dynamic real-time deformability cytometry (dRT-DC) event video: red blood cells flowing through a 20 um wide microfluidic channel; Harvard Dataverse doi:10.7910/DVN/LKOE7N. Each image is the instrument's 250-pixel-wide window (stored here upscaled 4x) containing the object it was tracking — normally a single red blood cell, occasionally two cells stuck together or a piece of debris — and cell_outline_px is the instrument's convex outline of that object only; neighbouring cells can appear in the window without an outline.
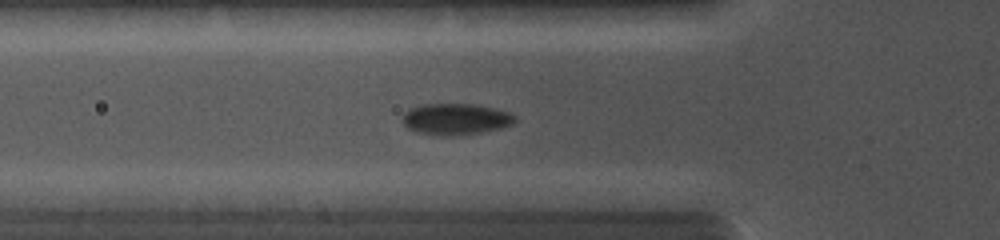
{"species": "common noctule bat (a hibernating species)", "species_latin": "Nyctalus noctula", "temperature_condition": "cold", "stored_images_in_passage": 38, "camera_frame_rate_fps": 5000, "um_per_image_px": 0.085, "animal": {"sex": "female", "body_mass_g": 19.0, "forearm_length_mm": 56.7}, "frame": {"image": 1, "passage_image": 16, "time_ms": 4.4, "image_size_px": [1000, 240], "cell_outline_px": [[516, 120], [512, 124], [500, 128], [480, 132], [452, 136], [440, 136], [420, 132], [408, 128], [404, 124], [404, 112], [408, 108], [424, 104], [472, 104], [492, 108], [508, 112], [516, 116]], "centroid_in_image_um": [38.72, 10.12], "position_along_channel_um": 87.1, "area_um2": 20.29}}
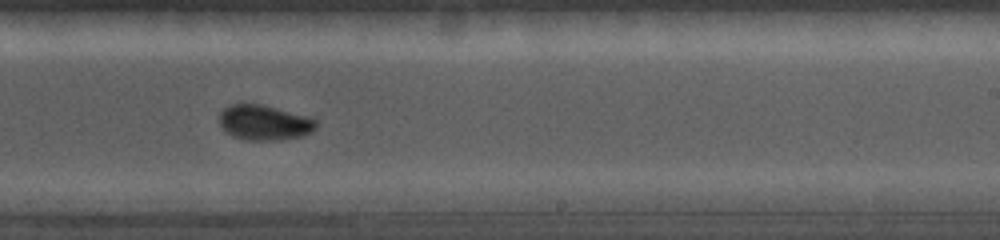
{"frame": {"image": 2, "passage_image": 26, "time_ms": 8.4, "image_size_px": [1000, 240], "cell_outline_px": [[316, 128], [312, 132], [304, 136], [276, 140], [248, 140], [232, 136], [224, 132], [220, 124], [220, 112], [224, 108], [232, 104], [260, 104], [304, 116], [316, 120]], "centroid_in_image_um": [22.43, 10.44], "position_along_channel_um": 266.6, "area_um2": 19.59}}
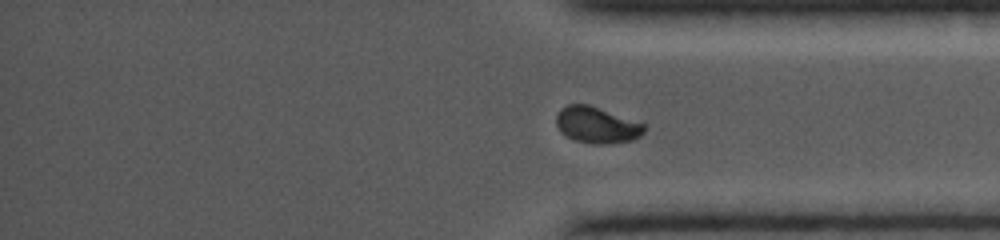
{"frame": {"image": 3, "passage_image": 37, "time_ms": 11.0, "image_size_px": [1000, 240], "cell_outline_px": [[644, 132], [640, 136], [632, 140], [604, 144], [592, 144], [576, 140], [560, 132], [556, 124], [556, 116], [560, 108], [568, 104], [588, 104], [644, 124]], "centroid_in_image_um": [50.69, 10.62], "position_along_channel_um": 384.5, "area_um2": 18.38}}